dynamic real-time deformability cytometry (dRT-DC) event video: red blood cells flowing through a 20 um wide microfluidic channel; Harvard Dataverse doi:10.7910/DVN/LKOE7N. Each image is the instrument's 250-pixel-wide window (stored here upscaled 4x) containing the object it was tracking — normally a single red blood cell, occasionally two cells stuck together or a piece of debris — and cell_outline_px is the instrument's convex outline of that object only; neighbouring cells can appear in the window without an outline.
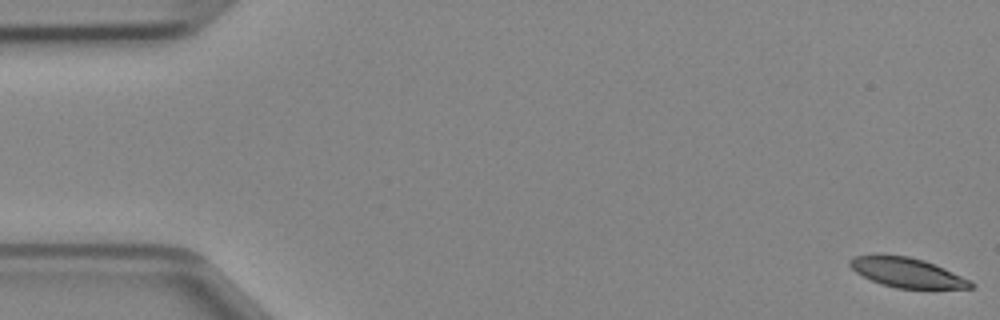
{"species": "Egyptian fruit bat (a non-hibernating species)", "species_latin": "Rousettus aegyptiacus", "temperature_condition": "cold", "stored_images_in_passage": 48, "camera_frame_rate_fps": 3000, "um_per_image_px": 0.085, "animal": {"sex": "female"}, "frame": {"image": 1, "passage_image": 1, "time_ms": 0.0, "image_size_px": [1000, 320], "cell_outline_px": [[976, 284], [972, 288], [896, 288], [880, 284], [856, 272], [848, 264], [848, 260], [852, 256], [908, 256], [924, 260], [944, 268], [972, 280]], "centroid_in_image_um": [77.14, 23.18], "position_along_channel_um": 7.9, "area_um2": 20.58}}
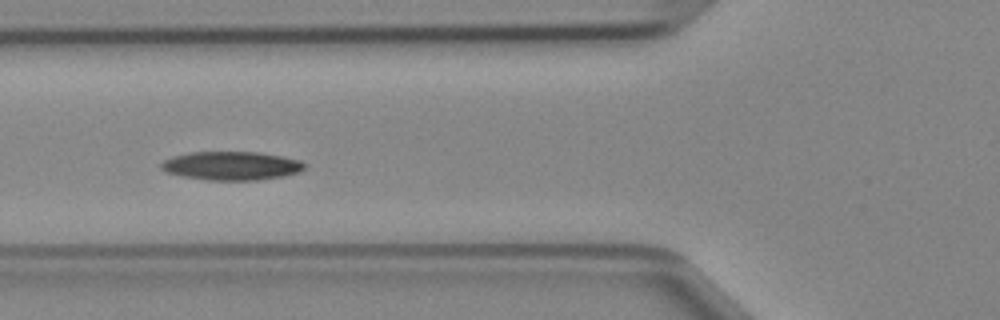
{"frame": {"image": 2, "passage_image": 18, "time_ms": 5.667, "image_size_px": [1000, 320], "cell_outline_px": [[304, 168], [300, 172], [284, 176], [256, 180], [208, 180], [184, 176], [168, 172], [160, 168], [160, 164], [164, 160], [172, 156], [188, 152], [260, 152], [284, 156], [300, 160], [304, 164]], "centroid_in_image_um": [19.69, 14.08], "position_along_channel_um": 106.1, "area_um2": 23.93}}
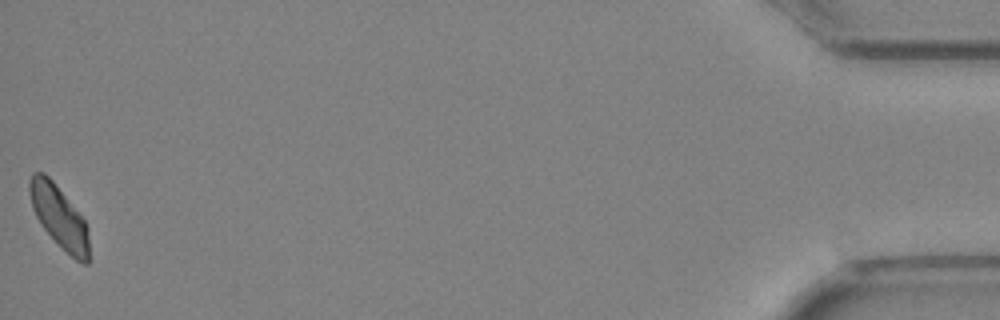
{"frame": {"image": 3, "passage_image": 48, "time_ms": 15.667, "image_size_px": [1000, 320], "cell_outline_px": [[88, 264], [84, 264], [76, 260], [40, 224], [32, 208], [28, 192], [28, 180], [32, 172], [44, 172], [52, 180], [84, 220], [88, 228]], "centroid_in_image_um": [4.98, 18.37], "position_along_channel_um": 430.2, "area_um2": 21.1}}